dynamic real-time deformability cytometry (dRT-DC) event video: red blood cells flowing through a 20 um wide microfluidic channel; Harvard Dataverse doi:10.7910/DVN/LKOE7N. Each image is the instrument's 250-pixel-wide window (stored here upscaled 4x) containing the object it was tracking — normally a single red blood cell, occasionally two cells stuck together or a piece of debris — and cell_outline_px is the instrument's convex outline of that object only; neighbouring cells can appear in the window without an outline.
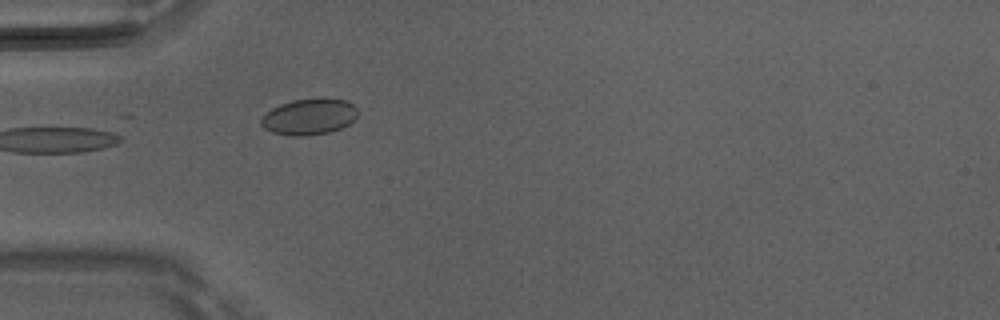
{"species": "Egyptian fruit bat (a non-hibernating species)", "species_latin": "Rousettus aegyptiacus", "temperature_condition": "room temperature", "stored_images_in_passage": 5, "camera_frame_rate_fps": 3000, "um_per_image_px": 0.085, "animal": {"sex": "male"}, "frame": {"image": 1, "passage_image": 5, "time_ms": 1.333, "image_size_px": [1000, 320], "cell_outline_px": [[356, 116], [348, 124], [340, 128], [328, 132], [304, 136], [288, 136], [272, 132], [264, 128], [260, 124], [260, 120], [272, 108], [280, 104], [292, 100], [324, 96], [344, 100], [352, 104], [356, 108]], "centroid_in_image_um": [26.26, 9.9], "position_along_channel_um": 58.7, "area_um2": 20.46}}